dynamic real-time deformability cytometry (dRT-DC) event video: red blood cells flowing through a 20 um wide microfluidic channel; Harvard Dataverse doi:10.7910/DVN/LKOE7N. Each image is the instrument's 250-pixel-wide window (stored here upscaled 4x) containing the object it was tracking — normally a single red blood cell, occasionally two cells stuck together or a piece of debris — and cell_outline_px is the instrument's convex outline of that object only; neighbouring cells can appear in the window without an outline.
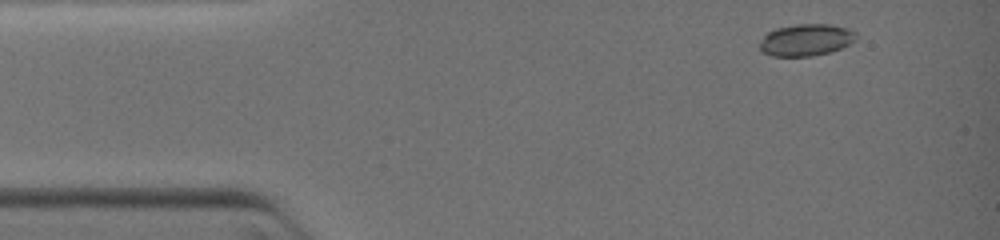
{"species": "common noctule bat (a hibernating species)", "species_latin": "Nyctalus noctula", "temperature_condition": "warm", "stored_images_in_passage": 15, "camera_frame_rate_fps": 3000, "um_per_image_px": 0.085, "animal": {"sex": "female", "body_mass_g": 19.0, "forearm_length_mm": 51.5}, "frame": {"image": 1, "passage_image": 1, "time_ms": 0.0, "image_size_px": [1000, 240], "cell_outline_px": [[856, 40], [832, 52], [812, 56], [772, 56], [764, 52], [760, 48], [760, 44], [764, 36], [768, 32], [776, 28], [796, 24], [828, 24], [848, 28], [856, 32]], "centroid_in_image_um": [68.54, 3.39], "position_along_channel_um": 16.5, "area_um2": 17.86}}
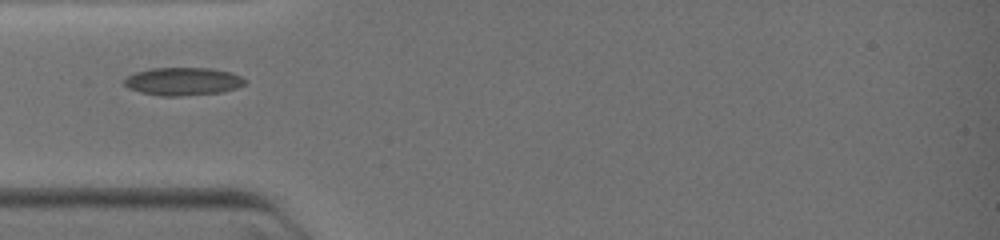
{"frame": {"image": 2, "passage_image": 12, "time_ms": 2.667, "image_size_px": [1000, 240], "cell_outline_px": [[248, 80], [244, 84], [236, 88], [224, 92], [180, 96], [160, 96], [140, 92], [128, 88], [124, 84], [124, 80], [128, 76], [136, 72], [152, 68], [212, 68], [232, 72]], "centroid_in_image_um": [15.58, 6.92], "position_along_channel_um": 69.4, "area_um2": 19.77}}
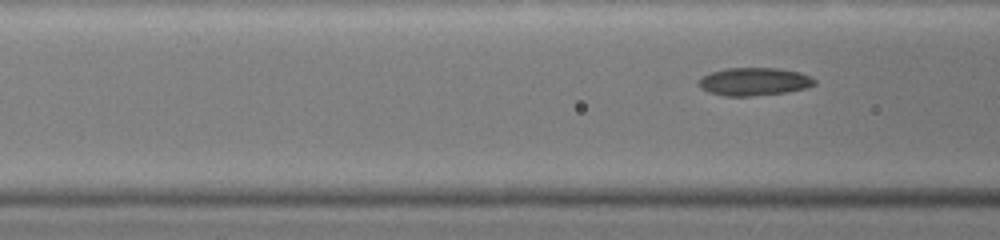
{"frame": {"image": 3, "passage_image": 15, "time_ms": 3.333, "image_size_px": [1000, 240], "cell_outline_px": [[816, 84], [808, 88], [788, 92], [752, 96], [724, 96], [708, 92], [700, 88], [696, 84], [696, 80], [712, 72], [728, 68], [780, 68], [800, 72], [812, 76], [816, 80]], "centroid_in_image_um": [64.12, 6.94], "position_along_channel_um": 102.5, "area_um2": 19.19}}